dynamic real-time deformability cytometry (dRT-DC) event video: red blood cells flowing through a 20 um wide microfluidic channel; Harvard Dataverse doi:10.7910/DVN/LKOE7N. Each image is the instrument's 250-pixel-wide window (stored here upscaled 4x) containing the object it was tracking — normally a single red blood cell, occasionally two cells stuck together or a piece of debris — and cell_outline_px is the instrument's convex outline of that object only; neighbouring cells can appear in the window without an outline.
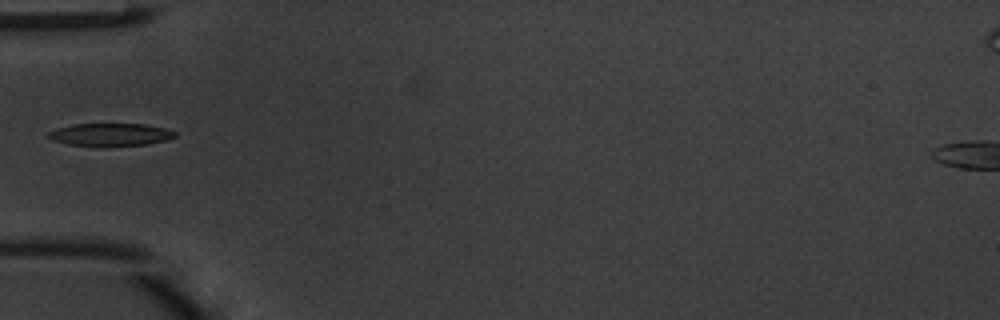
{"species": "common noctule bat (a hibernating species)", "species_latin": "Nyctalus noctula", "temperature_condition": "warm", "stored_images_in_passage": 8, "camera_frame_rate_fps": 3000, "um_per_image_px": 0.085, "animal": {"sex": "male", "body_mass_g": 20.1, "forearm_length_mm": 53.5}, "frame": {"image": 1, "passage_image": 1, "time_ms": 0.0, "image_size_px": [1000, 320], "cell_outline_px": [[176, 136], [168, 140], [148, 144], [104, 148], [68, 144], [52, 140], [44, 136], [44, 132], [56, 128], [72, 124], [144, 124], [164, 128], [176, 132]], "centroid_in_image_um": [9.31, 11.47], "position_along_channel_um": 75.7, "area_um2": 17.46}}
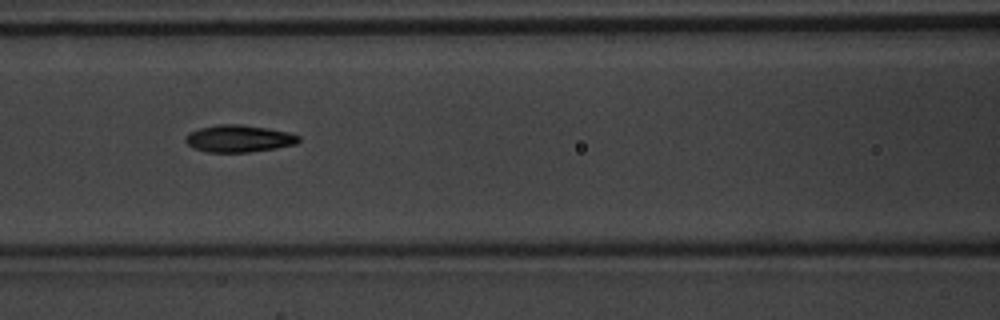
{"frame": {"image": 2, "passage_image": 6, "time_ms": 1.667, "image_size_px": [1000, 320], "cell_outline_px": [[300, 140], [296, 144], [276, 148], [248, 152], [208, 152], [192, 148], [184, 140], [184, 136], [188, 132], [200, 128], [216, 124], [240, 124], [268, 128], [288, 132], [300, 136]], "centroid_in_image_um": [20.27, 11.77], "position_along_channel_um": 146.3, "area_um2": 18.03}}